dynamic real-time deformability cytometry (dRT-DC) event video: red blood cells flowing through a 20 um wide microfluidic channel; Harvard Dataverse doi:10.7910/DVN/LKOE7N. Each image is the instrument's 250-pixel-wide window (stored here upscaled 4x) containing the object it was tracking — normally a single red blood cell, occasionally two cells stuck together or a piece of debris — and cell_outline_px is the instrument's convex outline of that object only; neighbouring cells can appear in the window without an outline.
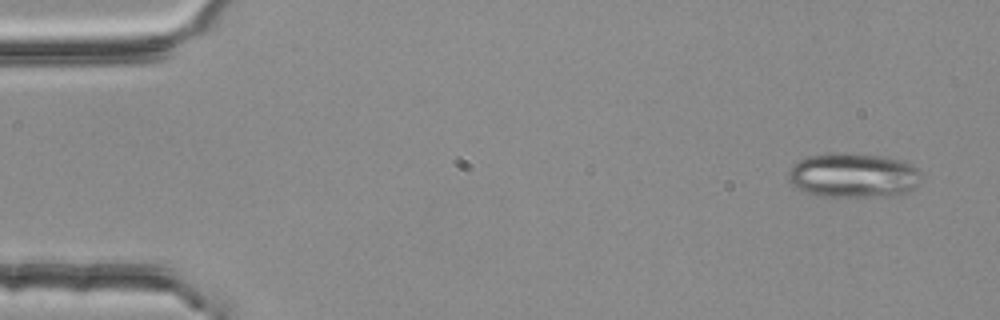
{"species": "common noctule bat (a hibernating species)", "species_latin": "Nyctalus noctula", "temperature_condition": "room temperature", "stored_images_in_passage": 3, "camera_frame_rate_fps": 3000, "um_per_image_px": 0.085, "animal": {"sex": "female", "body_mass_g": 25.1}, "frame": {"image": 1, "passage_image": 1, "time_ms": 0.0, "image_size_px": [1000, 320], "cell_outline_px": [[920, 172], [916, 184], [908, 192], [896, 196], [820, 196], [804, 192], [796, 188], [788, 180], [788, 172], [800, 160], [808, 156], [828, 152], [836, 152], [888, 156], [908, 164], [916, 168]], "centroid_in_image_um": [72.49, 14.9], "position_along_channel_um": 12.5, "area_um2": 34.45}}